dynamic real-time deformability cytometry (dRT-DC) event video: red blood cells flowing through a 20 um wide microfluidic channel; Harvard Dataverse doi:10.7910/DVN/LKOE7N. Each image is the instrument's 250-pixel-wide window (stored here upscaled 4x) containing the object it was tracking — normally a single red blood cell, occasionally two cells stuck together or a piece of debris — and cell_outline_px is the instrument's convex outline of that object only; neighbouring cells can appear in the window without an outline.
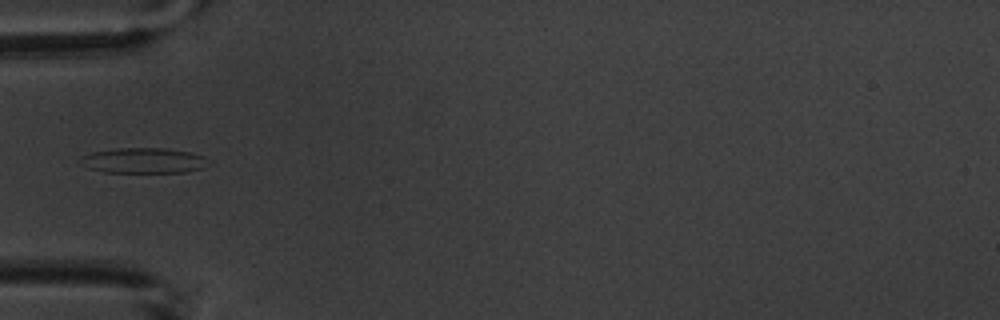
{"species": "common noctule bat (a hibernating species)", "species_latin": "Nyctalus noctula", "temperature_condition": "warm", "stored_images_in_passage": 6, "camera_frame_rate_fps": 3000, "um_per_image_px": 0.085, "animal": {"sex": "male", "body_mass_g": 20.1, "forearm_length_mm": 53.5}, "frame": {"image": 1, "passage_image": 6, "time_ms": 5.667, "image_size_px": [1000, 320], "cell_outline_px": [[212, 160], [204, 168], [188, 172], [104, 172], [88, 168], [80, 156], [92, 152], [116, 148], [164, 148], [192, 152], [204, 156]], "centroid_in_image_um": [12.31, 13.64], "position_along_channel_um": 72.7, "area_um2": 19.02}}